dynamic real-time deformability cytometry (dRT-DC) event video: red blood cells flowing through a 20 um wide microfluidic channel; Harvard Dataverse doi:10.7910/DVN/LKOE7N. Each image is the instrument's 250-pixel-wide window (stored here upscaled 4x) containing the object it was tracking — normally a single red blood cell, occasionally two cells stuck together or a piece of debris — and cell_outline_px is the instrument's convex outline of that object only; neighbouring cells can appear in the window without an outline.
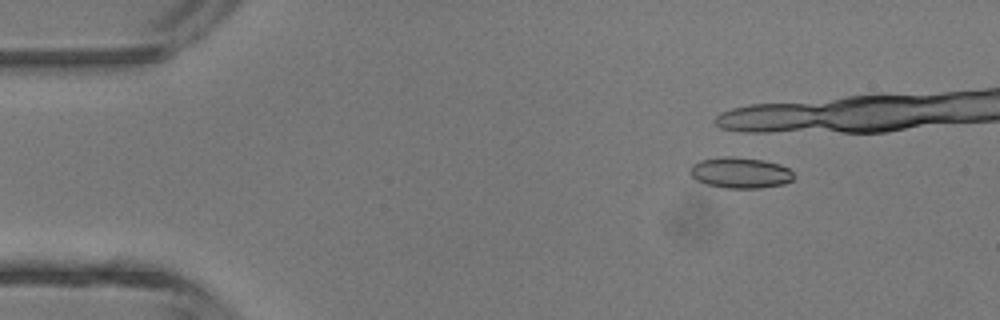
{"species": "common noctule bat (a hibernating species)", "species_latin": "Nyctalus noctula", "temperature_condition": "room temperature", "stored_images_in_passage": 6, "camera_frame_rate_fps": 3000, "um_per_image_px": 0.085, "animal": {"sex": "male", "body_mass_g": 13.3}, "frame": {"image": 1, "passage_image": 2, "time_ms": 1.0, "image_size_px": [1000, 320], "cell_outline_px": [[796, 176], [792, 180], [784, 184], [760, 188], [724, 188], [708, 184], [696, 180], [688, 172], [688, 168], [692, 164], [700, 160], [724, 156], [732, 156], [764, 160], [780, 164], [788, 168]], "centroid_in_image_um": [62.91, 14.68], "position_along_channel_um": 22.1, "area_um2": 18.9}}
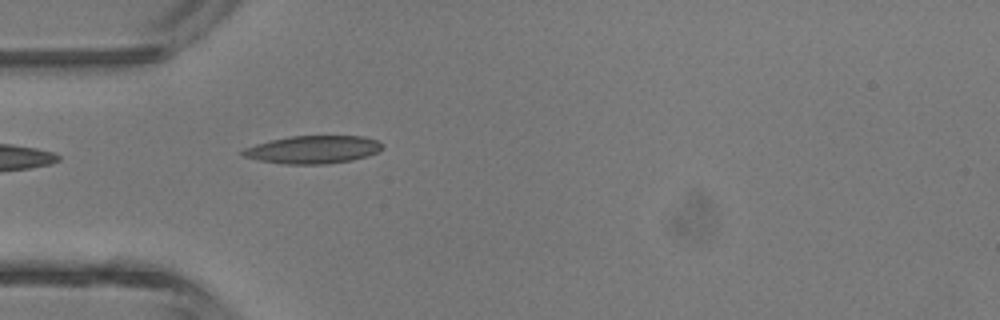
{"frame": {"image": 2, "passage_image": 6, "time_ms": 6.667, "image_size_px": [1000, 320], "cell_outline_px": [[384, 144], [376, 152], [352, 160], [328, 164], [284, 164], [260, 160], [244, 156], [240, 152], [244, 148], [256, 144], [272, 140], [292, 136], [364, 136], [376, 140]], "centroid_in_image_um": [26.6, 12.71], "position_along_channel_um": 58.4, "area_um2": 22.37}}